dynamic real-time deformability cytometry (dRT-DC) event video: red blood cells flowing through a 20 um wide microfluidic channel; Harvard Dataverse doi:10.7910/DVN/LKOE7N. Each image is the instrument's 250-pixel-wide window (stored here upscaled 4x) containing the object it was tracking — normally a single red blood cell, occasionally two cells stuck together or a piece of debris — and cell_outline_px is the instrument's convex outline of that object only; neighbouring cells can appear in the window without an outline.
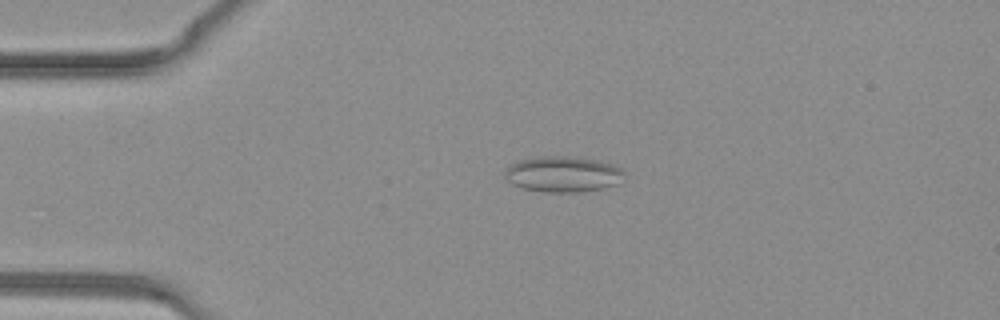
{"species": "common noctule bat (a hibernating species)", "species_latin": "Nyctalus noctula", "temperature_condition": "warm", "stored_images_in_passage": 32, "camera_frame_rate_fps": 3000, "um_per_image_px": 0.085, "animal": {"sex": "female", "body_mass_g": 19.3, "forearm_length_mm": 54.1}, "frame": {"image": 1, "passage_image": 3, "time_ms": 0.667, "image_size_px": [1000, 320], "cell_outline_px": [[624, 172], [620, 184], [604, 188], [584, 192], [544, 192], [524, 188], [512, 184], [504, 176], [504, 172], [512, 164], [520, 160], [536, 156], [568, 156], [596, 160], [612, 164], [620, 168]], "centroid_in_image_um": [47.87, 14.81], "position_along_channel_um": 37.1, "area_um2": 24.97}}
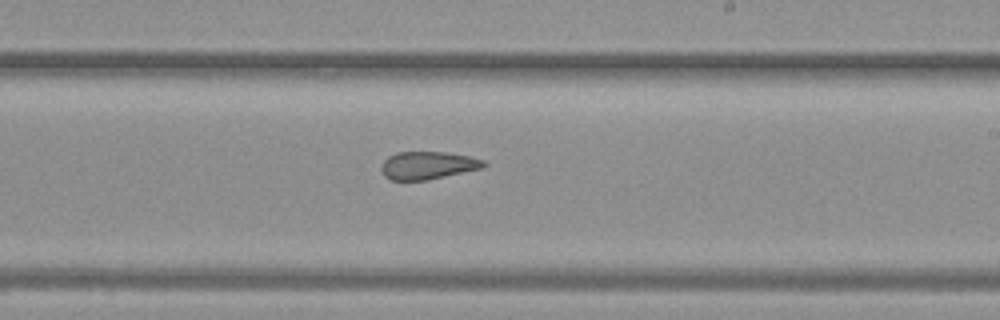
{"frame": {"image": 2, "passage_image": 17, "time_ms": 5.333, "image_size_px": [1000, 320], "cell_outline_px": [[488, 164], [484, 168], [428, 180], [392, 180], [384, 176], [380, 168], [384, 160], [388, 156], [396, 152], [444, 152], [468, 156], [484, 160]], "centroid_in_image_um": [36.37, 14.06], "position_along_channel_um": 252.6, "area_um2": 16.7}}
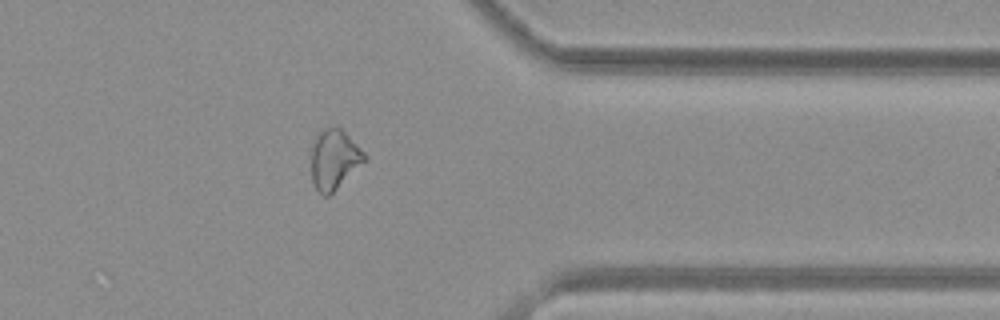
{"frame": {"image": 3, "passage_image": 25, "time_ms": 8.0, "image_size_px": [1000, 320], "cell_outline_px": [[368, 156], [328, 196], [324, 196], [316, 188], [312, 180], [312, 144], [316, 136], [324, 128], [336, 124]], "centroid_in_image_um": [28.37, 13.5], "position_along_channel_um": 383.0, "area_um2": 17.98}}